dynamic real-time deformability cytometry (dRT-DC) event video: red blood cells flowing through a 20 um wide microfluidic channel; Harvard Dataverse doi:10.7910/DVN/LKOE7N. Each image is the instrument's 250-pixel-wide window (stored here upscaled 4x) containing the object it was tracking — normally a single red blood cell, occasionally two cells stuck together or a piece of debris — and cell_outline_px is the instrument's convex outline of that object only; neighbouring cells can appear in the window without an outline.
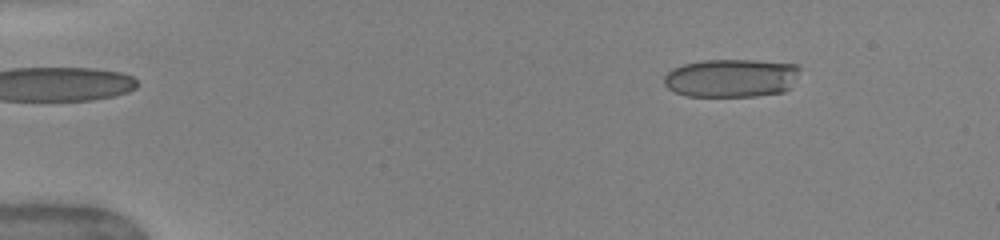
{"species": "human", "species_latin": "Homo sapiens", "temperature_condition": "warm", "stored_images_in_passage": 50, "camera_frame_rate_fps": 3000, "um_per_image_px": 0.085, "donor": {"sex": "female"}, "frame": {"image": 1, "passage_image": 7, "time_ms": 2.0, "image_size_px": [1000, 240], "cell_outline_px": [[800, 68], [796, 76], [788, 88], [784, 92], [756, 96], [688, 96], [676, 92], [668, 88], [664, 84], [664, 76], [672, 68], [684, 64], [704, 60], [756, 60], [796, 64]], "centroid_in_image_um": [62.14, 6.63], "position_along_channel_um": 22.9, "area_um2": 30.23}}
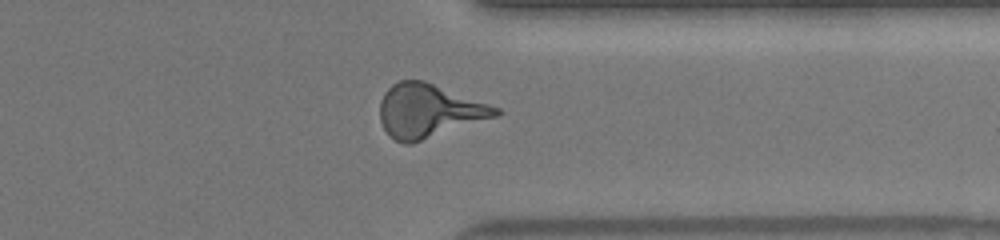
{"frame": {"image": 2, "passage_image": 40, "time_ms": 13.0, "image_size_px": [1000, 240], "cell_outline_px": [[500, 112], [496, 116], [412, 144], [404, 144], [396, 140], [384, 128], [380, 120], [380, 100], [384, 92], [392, 84], [400, 80], [424, 80], [500, 108]], "centroid_in_image_um": [36.41, 9.41], "position_along_channel_um": 375.0, "area_um2": 35.84}}
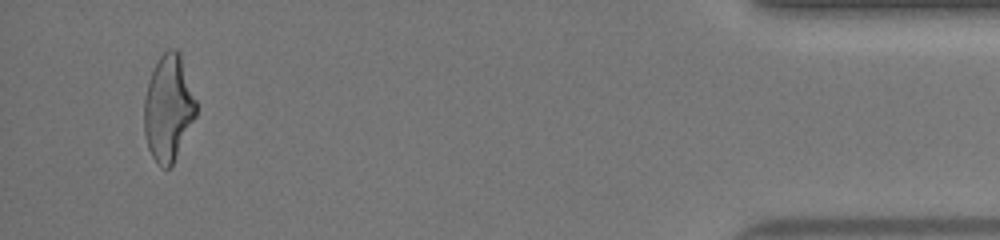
{"frame": {"image": 3, "passage_image": 48, "time_ms": 15.667, "image_size_px": [1000, 240], "cell_outline_px": [[196, 116], [172, 164], [168, 168], [164, 168], [156, 164], [148, 148], [144, 132], [144, 100], [148, 80], [160, 56], [168, 48], [176, 48], [180, 52], [196, 100]], "centroid_in_image_um": [14.3, 9.17], "position_along_channel_um": 420.9, "area_um2": 32.08}, "authors_computed_cell_mechanics": {"area_um2": 33.4084, "velocity_mm_per_s": 4.0849, "shape_relaxation_time_tau1_ms": 5.1941, "shape_relaxation_time_tau2_ms": 0.6823, "deformation_change_tau1": 0.207, "deformation_change_tau2": 0.1012}}